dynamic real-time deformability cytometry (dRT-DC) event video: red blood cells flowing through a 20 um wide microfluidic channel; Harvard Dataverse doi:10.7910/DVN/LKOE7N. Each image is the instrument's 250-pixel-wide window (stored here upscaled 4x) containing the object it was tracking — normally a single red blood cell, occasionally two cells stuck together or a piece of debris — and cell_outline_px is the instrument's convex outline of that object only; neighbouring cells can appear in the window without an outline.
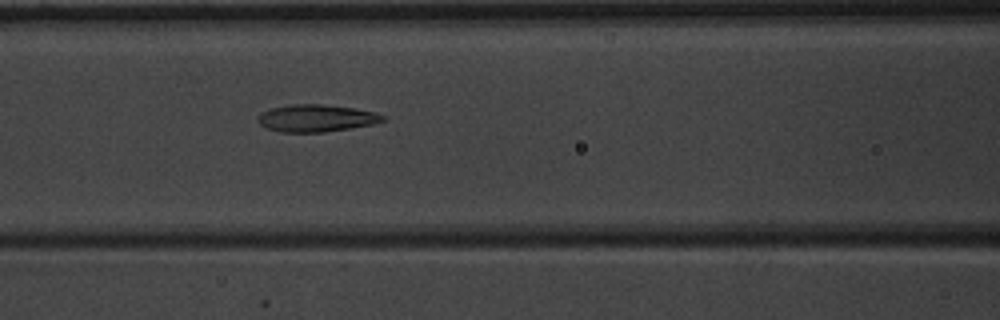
{"species": "common noctule bat (a hibernating species)", "species_latin": "Nyctalus noctula", "temperature_condition": "warm", "stored_images_in_passage": 35, "camera_frame_rate_fps": 3000, "um_per_image_px": 0.085, "animal": {"sex": "male", "body_mass_g": 20.1, "forearm_length_mm": 53.5}, "frame": {"image": 1, "passage_image": 10, "time_ms": 3.0, "image_size_px": [1000, 320], "cell_outline_px": [[388, 120], [372, 124], [352, 128], [324, 132], [280, 132], [264, 128], [256, 120], [264, 112], [272, 108], [292, 104], [320, 104], [352, 108], [372, 112], [388, 116]], "centroid_in_image_um": [26.91, 10.06], "position_along_channel_um": 139.7, "area_um2": 19.77}}
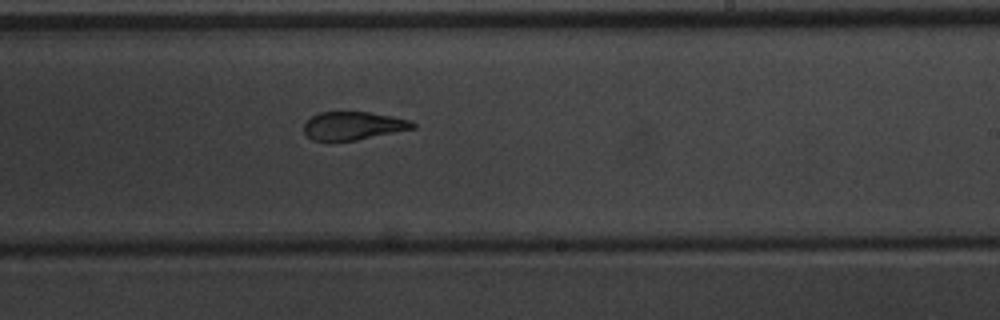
{"frame": {"image": 2, "passage_image": 19, "time_ms": 6.0, "image_size_px": [1000, 320], "cell_outline_px": [[416, 128], [356, 140], [332, 144], [328, 144], [312, 140], [304, 132], [304, 124], [312, 116], [320, 112], [368, 112], [392, 116], [412, 120], [416, 124]], "centroid_in_image_um": [29.99, 10.73], "position_along_channel_um": 259.0, "area_um2": 18.44}}
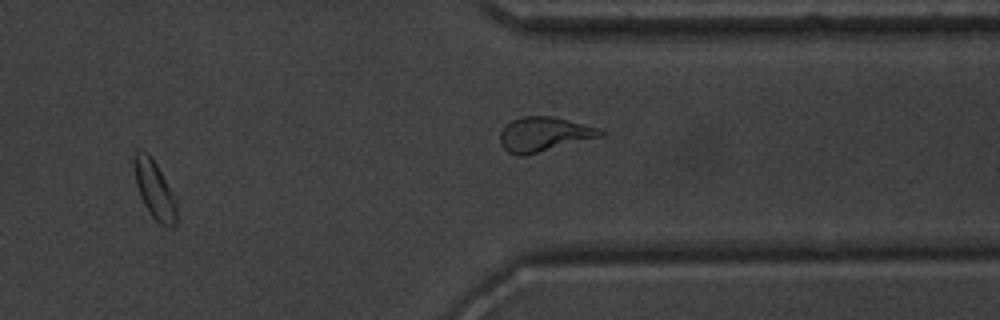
{"frame": {"image": 3, "passage_image": 27, "time_ms": 8.667, "image_size_px": [1000, 320], "cell_outline_px": [[176, 224], [172, 228], [168, 228], [160, 224], [152, 216], [144, 204], [140, 196], [136, 184], [132, 160], [136, 152], [140, 148], [148, 152], [156, 164], [176, 200]], "centroid_in_image_um": [13.11, 16.11], "position_along_channel_um": 398.3, "area_um2": 14.33}, "authors_computed_cell_mechanics": {"area_um2": 19.0162, "velocity_mm_per_s": 3.9795, "shape_relaxation_time_tau1_ms": 5.0901, "shape_relaxation_time_tau2_ms": 1.7104, "deformation_change_tau1": 0.1904, "deformation_change_tau2": 0.0956}}